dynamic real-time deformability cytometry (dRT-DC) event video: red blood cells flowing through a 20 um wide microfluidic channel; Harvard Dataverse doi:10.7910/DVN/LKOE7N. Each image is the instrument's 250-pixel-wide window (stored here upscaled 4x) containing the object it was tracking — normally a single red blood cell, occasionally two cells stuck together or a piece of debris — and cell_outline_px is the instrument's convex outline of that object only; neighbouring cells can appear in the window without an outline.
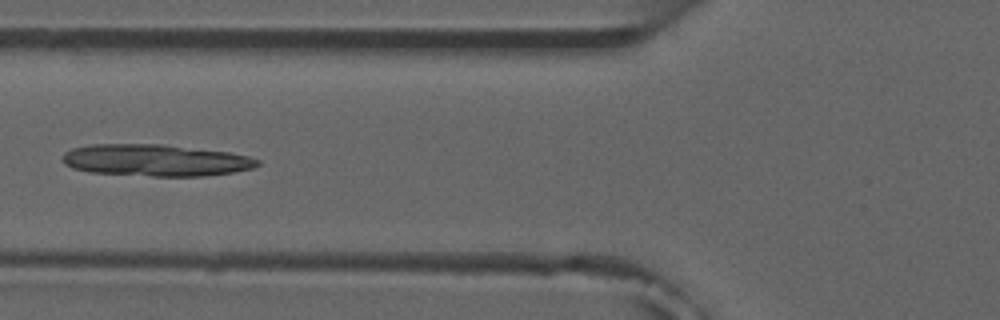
{"species": "common noctule bat (a hibernating species)", "species_latin": "Nyctalus noctula", "temperature_condition": "room temperature", "stored_images_in_passage": 4, "camera_frame_rate_fps": 3000, "um_per_image_px": 0.085, "animal": {"sex": "male", "forearm_length_mm": 52.5}, "frame": {"image": 1, "passage_image": 2, "time_ms": 1.333, "image_size_px": [1000, 320], "cell_outline_px": [[260, 164], [252, 168], [232, 172], [204, 176], [152, 176], [88, 172], [72, 168], [64, 164], [64, 152], [72, 148], [92, 144], [164, 144], [228, 152], [248, 156], [260, 160]], "centroid_in_image_um": [13.21, 13.62], "position_along_channel_um": 112.6, "area_um2": 36.13}}
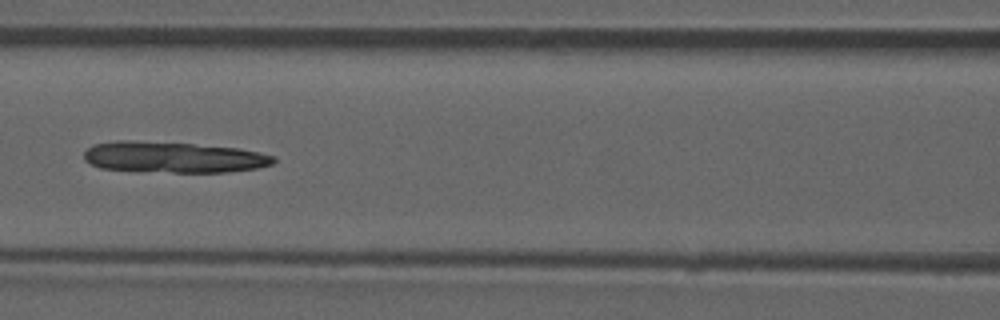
{"frame": {"image": 2, "passage_image": 3, "time_ms": 2.333, "image_size_px": [1000, 320], "cell_outline_px": [[276, 160], [272, 164], [256, 168], [228, 172], [172, 172], [100, 168], [84, 160], [84, 152], [92, 144], [116, 140], [128, 140], [192, 144], [240, 148], [260, 152], [276, 156]], "centroid_in_image_um": [14.76, 13.35], "position_along_channel_um": 151.8, "area_um2": 34.16}}